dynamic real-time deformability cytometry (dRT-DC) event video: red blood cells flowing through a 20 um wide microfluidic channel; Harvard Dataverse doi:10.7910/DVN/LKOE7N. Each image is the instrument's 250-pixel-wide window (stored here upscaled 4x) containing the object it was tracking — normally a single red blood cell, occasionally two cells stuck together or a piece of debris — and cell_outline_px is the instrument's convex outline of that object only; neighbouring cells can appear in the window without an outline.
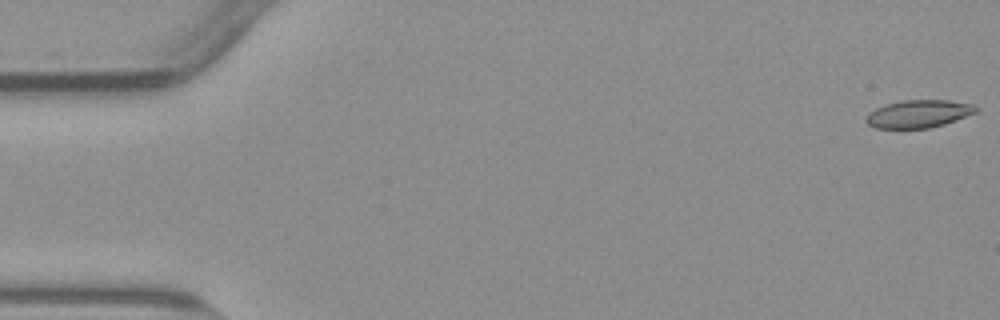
{"species": "common noctule bat (a hibernating species)", "species_latin": "Nyctalus noctula", "temperature_condition": "warm", "stored_images_in_passage": 54, "camera_frame_rate_fps": 3000, "um_per_image_px": 0.085, "animal": {"sex": "male", "body_mass_g": 23.1, "forearm_length_mm": 52.7}, "frame": {"image": 1, "passage_image": 1, "time_ms": 0.0, "image_size_px": [1000, 320], "cell_outline_px": [[980, 108], [976, 112], [956, 120], [944, 124], [928, 128], [876, 128], [868, 124], [864, 120], [868, 112], [884, 104], [900, 100], [948, 100], [976, 104]], "centroid_in_image_um": [78.08, 9.66], "position_along_channel_um": 6.9, "area_um2": 17.98}}
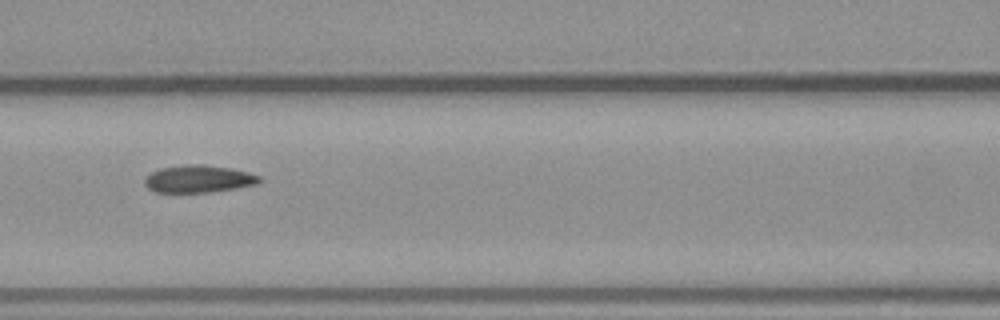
{"frame": {"image": 2, "passage_image": 24, "time_ms": 7.667, "image_size_px": [1000, 320], "cell_outline_px": [[264, 180], [260, 184], [236, 188], [208, 192], [156, 192], [148, 188], [144, 184], [144, 180], [152, 172], [160, 168], [184, 164], [204, 164], [232, 168], [248, 172], [260, 176]], "centroid_in_image_um": [16.93, 15.2], "position_along_channel_um": 149.7, "area_um2": 18.5}}
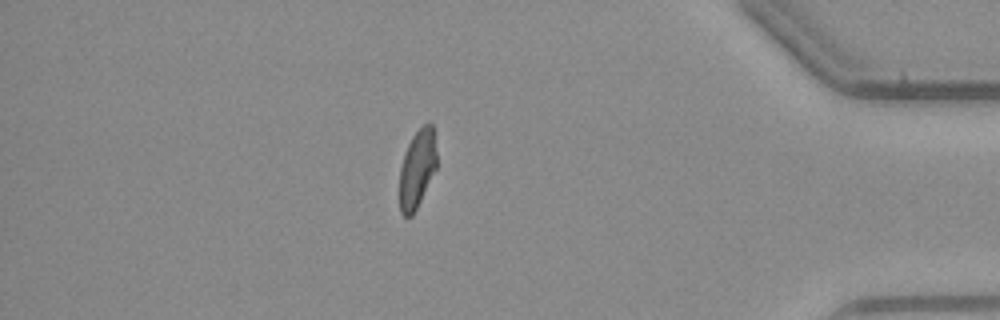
{"frame": {"image": 3, "passage_image": 47, "time_ms": 15.333, "image_size_px": [1000, 320], "cell_outline_px": [[436, 168], [412, 216], [404, 216], [400, 212], [400, 168], [404, 152], [412, 136], [428, 120], [432, 124], [436, 152]], "centroid_in_image_um": [35.45, 14.32], "position_along_channel_um": 399.8, "area_um2": 16.7}, "authors_computed_cell_mechanics": {"area_um2": 18.4671, "velocity_mm_per_s": 3.8104, "shape_relaxation_time_tau1_ms": null, "shape_relaxation_time_tau2_ms": 1.9841, "deformation_change_tau1": null, "deformation_change_tau2": 0.0819}}